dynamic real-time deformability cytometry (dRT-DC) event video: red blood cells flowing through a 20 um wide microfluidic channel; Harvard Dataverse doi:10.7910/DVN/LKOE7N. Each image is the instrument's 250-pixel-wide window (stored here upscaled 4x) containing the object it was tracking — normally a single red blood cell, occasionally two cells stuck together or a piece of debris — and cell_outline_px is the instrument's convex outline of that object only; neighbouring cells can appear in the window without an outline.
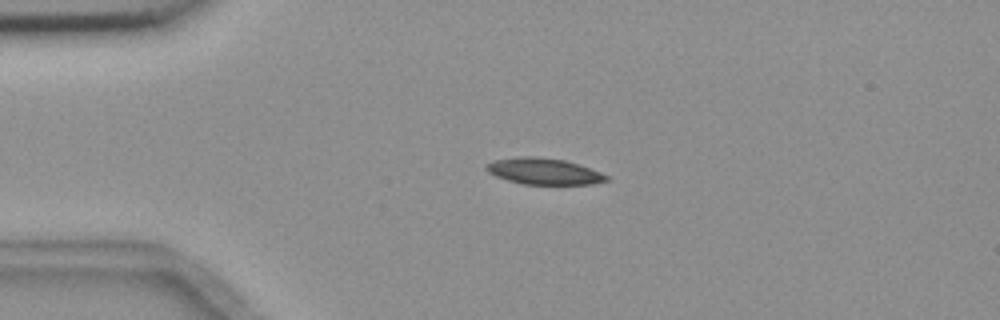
{"species": "common noctule bat (a hibernating species)", "species_latin": "Nyctalus noctula", "temperature_condition": "room temperature", "stored_images_in_passage": 3, "camera_frame_rate_fps": 3000, "um_per_image_px": 0.085, "animal": {"sex": "female", "body_mass_g": 18.4}, "frame": {"image": 1, "passage_image": 2, "time_ms": 2.667, "image_size_px": [1000, 320], "cell_outline_px": [[608, 180], [592, 184], [524, 184], [508, 180], [496, 176], [488, 172], [484, 168], [484, 164], [492, 160], [520, 156], [536, 156], [564, 160], [600, 172], [608, 176]], "centroid_in_image_um": [46.15, 14.55], "position_along_channel_um": 38.8, "area_um2": 18.32}}